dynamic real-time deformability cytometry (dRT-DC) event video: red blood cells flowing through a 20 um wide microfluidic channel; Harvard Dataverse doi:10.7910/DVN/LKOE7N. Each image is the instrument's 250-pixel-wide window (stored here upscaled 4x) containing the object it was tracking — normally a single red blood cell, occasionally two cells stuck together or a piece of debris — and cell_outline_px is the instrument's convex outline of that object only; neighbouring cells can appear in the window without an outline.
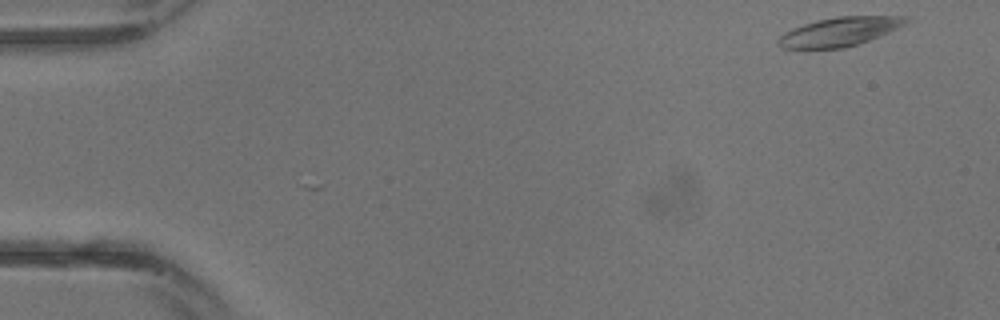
{"species": "common noctule bat (a hibernating species)", "species_latin": "Nyctalus noctula", "temperature_condition": "warm", "stored_images_in_passage": 2, "camera_frame_rate_fps": 3000, "um_per_image_px": 0.085, "animal": {"sex": "male", "body_mass_g": 13.3}, "frame": {"image": 1, "passage_image": 1, "time_ms": 0.0, "image_size_px": [1000, 320], "cell_outline_px": [[912, 20], [908, 24], [880, 36], [860, 44], [844, 48], [784, 48], [776, 44], [776, 40], [784, 32], [792, 28], [816, 20], [836, 16], [908, 16]], "centroid_in_image_um": [71.41, 2.68], "position_along_channel_um": 13.6, "area_um2": 21.85}}